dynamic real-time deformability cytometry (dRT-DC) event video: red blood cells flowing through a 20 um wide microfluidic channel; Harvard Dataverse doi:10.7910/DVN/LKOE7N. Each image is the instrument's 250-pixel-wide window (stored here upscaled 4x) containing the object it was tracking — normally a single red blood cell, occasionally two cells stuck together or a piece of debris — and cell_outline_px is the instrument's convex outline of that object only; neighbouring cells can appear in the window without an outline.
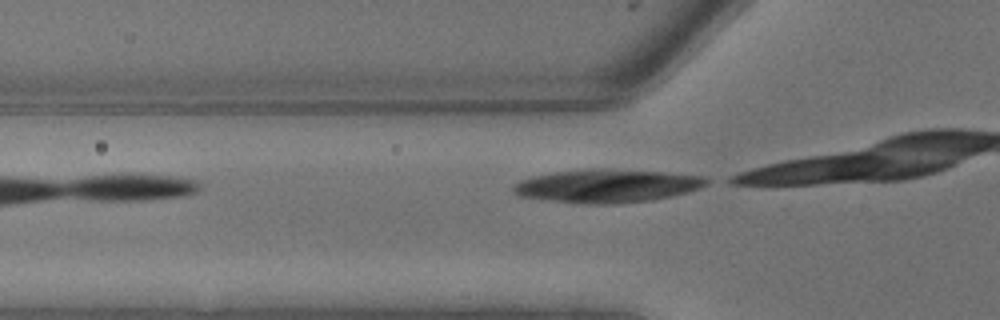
{"species": "common noctule bat (a hibernating species)", "species_latin": "Nyctalus noctula", "temperature_condition": "warm", "stored_images_in_passage": 3, "camera_frame_rate_fps": 3000, "um_per_image_px": 0.085, "animal": {"sex": "male", "body_mass_g": 13.3}, "frame": {"image": 1, "passage_image": 3, "time_ms": 0.667, "image_size_px": [1000, 320], "cell_outline_px": [[712, 180], [708, 184], [700, 188], [688, 192], [672, 196], [652, 200], [616, 204], [584, 204], [544, 200], [520, 196], [512, 192], [512, 184], [520, 180], [532, 176], [556, 172], [592, 168], [660, 172], [704, 176]], "centroid_in_image_um": [51.58, 15.81], "position_along_channel_um": 74.2, "area_um2": 37.69}}